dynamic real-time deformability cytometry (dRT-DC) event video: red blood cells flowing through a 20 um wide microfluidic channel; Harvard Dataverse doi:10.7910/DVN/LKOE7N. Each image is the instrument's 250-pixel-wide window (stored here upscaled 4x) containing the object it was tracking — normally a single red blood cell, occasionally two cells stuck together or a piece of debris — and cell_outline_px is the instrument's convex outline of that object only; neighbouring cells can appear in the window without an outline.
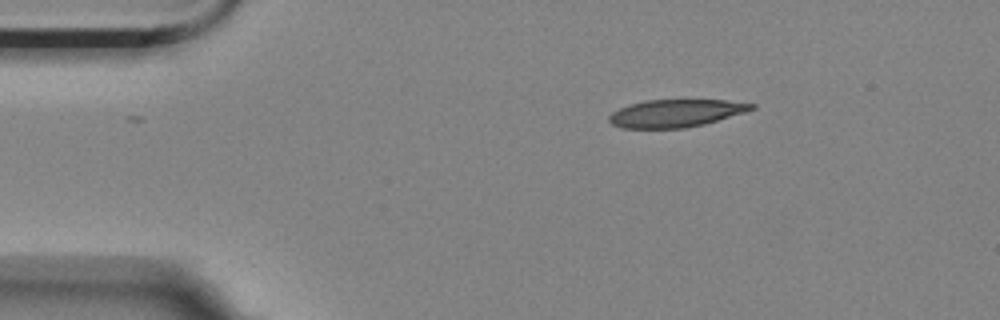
{"species": "Egyptian fruit bat (a non-hibernating species)", "species_latin": "Rousettus aegyptiacus", "temperature_condition": "room temperature", "stored_images_in_passage": 3, "camera_frame_rate_fps": 3000, "um_per_image_px": 0.085, "animal": {"sex": "female"}, "frame": {"image": 1, "passage_image": 1, "time_ms": 0.0, "image_size_px": [1000, 320], "cell_outline_px": [[756, 108], [744, 112], [704, 124], [684, 128], [620, 128], [612, 124], [608, 120], [608, 116], [612, 112], [628, 104], [644, 100], [724, 100], [756, 104]], "centroid_in_image_um": [57.4, 9.62], "position_along_channel_um": 27.6, "area_um2": 22.89}}
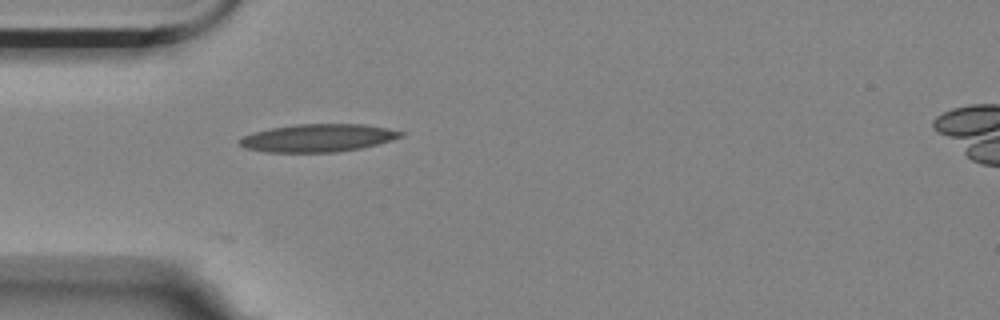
{"frame": {"image": 2, "passage_image": 3, "time_ms": 0.667, "image_size_px": [1000, 320], "cell_outline_px": [[404, 136], [392, 140], [360, 148], [336, 152], [268, 152], [244, 148], [236, 144], [236, 140], [252, 132], [272, 128], [296, 124], [364, 124], [388, 128], [404, 132]], "centroid_in_image_um": [26.99, 11.72], "position_along_channel_um": 58.0, "area_um2": 26.24}}